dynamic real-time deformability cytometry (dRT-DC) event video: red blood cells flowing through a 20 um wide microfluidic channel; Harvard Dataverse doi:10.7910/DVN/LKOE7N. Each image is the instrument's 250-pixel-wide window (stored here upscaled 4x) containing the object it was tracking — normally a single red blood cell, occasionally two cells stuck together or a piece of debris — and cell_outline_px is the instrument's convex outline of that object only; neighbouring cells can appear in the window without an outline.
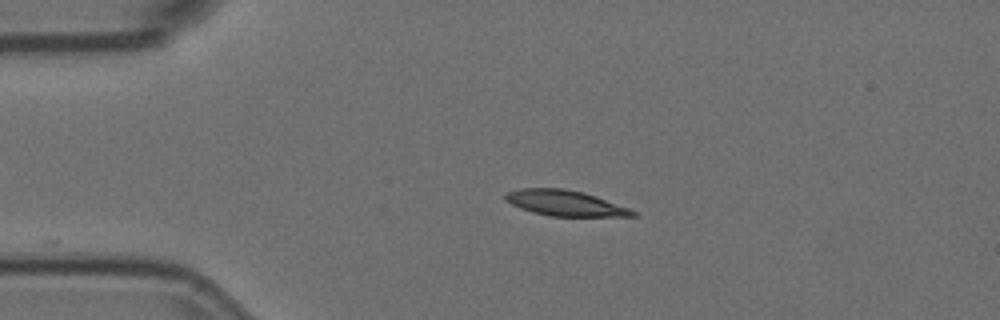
{"species": "Egyptian fruit bat (a non-hibernating species)", "species_latin": "Rousettus aegyptiacus", "temperature_condition": "room temperature", "stored_images_in_passage": 3, "segment_of_instrument_passage": [1, 2], "camera_frame_rate_fps": 3000, "um_per_image_px": 0.085, "animal": {"sex": "female"}, "frame": {"image": 1, "passage_image": 1, "time_ms": 0.0, "image_size_px": [1000, 320], "cell_outline_px": [[636, 216], [548, 216], [532, 212], [520, 208], [504, 200], [504, 196], [508, 192], [520, 188], [564, 188], [584, 192], [596, 196], [628, 208], [636, 212]], "centroid_in_image_um": [47.99, 17.26], "position_along_channel_um": 37.0, "area_um2": 18.9}}